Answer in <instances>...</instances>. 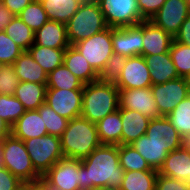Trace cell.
<instances>
[{
  "instance_id": "2",
  "label": "cell",
  "mask_w": 190,
  "mask_h": 190,
  "mask_svg": "<svg viewBox=\"0 0 190 190\" xmlns=\"http://www.w3.org/2000/svg\"><path fill=\"white\" fill-rule=\"evenodd\" d=\"M64 158L82 160L102 145L96 124L79 116L69 120L67 128L60 136Z\"/></svg>"
},
{
  "instance_id": "24",
  "label": "cell",
  "mask_w": 190,
  "mask_h": 190,
  "mask_svg": "<svg viewBox=\"0 0 190 190\" xmlns=\"http://www.w3.org/2000/svg\"><path fill=\"white\" fill-rule=\"evenodd\" d=\"M13 66L20 81L47 84V72L33 59L28 51H23L15 60Z\"/></svg>"
},
{
  "instance_id": "11",
  "label": "cell",
  "mask_w": 190,
  "mask_h": 190,
  "mask_svg": "<svg viewBox=\"0 0 190 190\" xmlns=\"http://www.w3.org/2000/svg\"><path fill=\"white\" fill-rule=\"evenodd\" d=\"M190 15V3L186 0H166L159 11L150 18L155 25L173 37Z\"/></svg>"
},
{
  "instance_id": "10",
  "label": "cell",
  "mask_w": 190,
  "mask_h": 190,
  "mask_svg": "<svg viewBox=\"0 0 190 190\" xmlns=\"http://www.w3.org/2000/svg\"><path fill=\"white\" fill-rule=\"evenodd\" d=\"M80 165L81 160L62 158L42 176V181L52 190H81Z\"/></svg>"
},
{
  "instance_id": "30",
  "label": "cell",
  "mask_w": 190,
  "mask_h": 190,
  "mask_svg": "<svg viewBox=\"0 0 190 190\" xmlns=\"http://www.w3.org/2000/svg\"><path fill=\"white\" fill-rule=\"evenodd\" d=\"M157 170L125 171L119 190H155Z\"/></svg>"
},
{
  "instance_id": "37",
  "label": "cell",
  "mask_w": 190,
  "mask_h": 190,
  "mask_svg": "<svg viewBox=\"0 0 190 190\" xmlns=\"http://www.w3.org/2000/svg\"><path fill=\"white\" fill-rule=\"evenodd\" d=\"M37 110L46 126L47 134L60 137L69 120L55 113L45 102Z\"/></svg>"
},
{
  "instance_id": "33",
  "label": "cell",
  "mask_w": 190,
  "mask_h": 190,
  "mask_svg": "<svg viewBox=\"0 0 190 190\" xmlns=\"http://www.w3.org/2000/svg\"><path fill=\"white\" fill-rule=\"evenodd\" d=\"M118 154L120 166L125 171L155 170L132 145H118Z\"/></svg>"
},
{
  "instance_id": "41",
  "label": "cell",
  "mask_w": 190,
  "mask_h": 190,
  "mask_svg": "<svg viewBox=\"0 0 190 190\" xmlns=\"http://www.w3.org/2000/svg\"><path fill=\"white\" fill-rule=\"evenodd\" d=\"M20 80L13 64H6L0 71V94L14 95Z\"/></svg>"
},
{
  "instance_id": "54",
  "label": "cell",
  "mask_w": 190,
  "mask_h": 190,
  "mask_svg": "<svg viewBox=\"0 0 190 190\" xmlns=\"http://www.w3.org/2000/svg\"><path fill=\"white\" fill-rule=\"evenodd\" d=\"M185 182L187 183V185H188L189 188H190V175H189V177L187 178V180H186Z\"/></svg>"
},
{
  "instance_id": "27",
  "label": "cell",
  "mask_w": 190,
  "mask_h": 190,
  "mask_svg": "<svg viewBox=\"0 0 190 190\" xmlns=\"http://www.w3.org/2000/svg\"><path fill=\"white\" fill-rule=\"evenodd\" d=\"M130 145L140 153L152 169L157 171L163 166L169 153L165 147L152 142L146 134L139 137Z\"/></svg>"
},
{
  "instance_id": "53",
  "label": "cell",
  "mask_w": 190,
  "mask_h": 190,
  "mask_svg": "<svg viewBox=\"0 0 190 190\" xmlns=\"http://www.w3.org/2000/svg\"><path fill=\"white\" fill-rule=\"evenodd\" d=\"M85 190H113V189H109L107 187H91L89 189H85Z\"/></svg>"
},
{
  "instance_id": "35",
  "label": "cell",
  "mask_w": 190,
  "mask_h": 190,
  "mask_svg": "<svg viewBox=\"0 0 190 190\" xmlns=\"http://www.w3.org/2000/svg\"><path fill=\"white\" fill-rule=\"evenodd\" d=\"M17 16L34 32L49 20L40 0H33Z\"/></svg>"
},
{
  "instance_id": "31",
  "label": "cell",
  "mask_w": 190,
  "mask_h": 190,
  "mask_svg": "<svg viewBox=\"0 0 190 190\" xmlns=\"http://www.w3.org/2000/svg\"><path fill=\"white\" fill-rule=\"evenodd\" d=\"M84 84L63 64L48 74L47 89L83 90Z\"/></svg>"
},
{
  "instance_id": "6",
  "label": "cell",
  "mask_w": 190,
  "mask_h": 190,
  "mask_svg": "<svg viewBox=\"0 0 190 190\" xmlns=\"http://www.w3.org/2000/svg\"><path fill=\"white\" fill-rule=\"evenodd\" d=\"M24 144L33 167L41 176L64 158L58 136L46 134L42 137L24 140Z\"/></svg>"
},
{
  "instance_id": "48",
  "label": "cell",
  "mask_w": 190,
  "mask_h": 190,
  "mask_svg": "<svg viewBox=\"0 0 190 190\" xmlns=\"http://www.w3.org/2000/svg\"><path fill=\"white\" fill-rule=\"evenodd\" d=\"M11 134V127L0 118V143Z\"/></svg>"
},
{
  "instance_id": "23",
  "label": "cell",
  "mask_w": 190,
  "mask_h": 190,
  "mask_svg": "<svg viewBox=\"0 0 190 190\" xmlns=\"http://www.w3.org/2000/svg\"><path fill=\"white\" fill-rule=\"evenodd\" d=\"M63 63L83 84L98 80V73L73 45L66 48Z\"/></svg>"
},
{
  "instance_id": "3",
  "label": "cell",
  "mask_w": 190,
  "mask_h": 190,
  "mask_svg": "<svg viewBox=\"0 0 190 190\" xmlns=\"http://www.w3.org/2000/svg\"><path fill=\"white\" fill-rule=\"evenodd\" d=\"M119 109V89L100 80L84 84L81 116L97 123Z\"/></svg>"
},
{
  "instance_id": "15",
  "label": "cell",
  "mask_w": 190,
  "mask_h": 190,
  "mask_svg": "<svg viewBox=\"0 0 190 190\" xmlns=\"http://www.w3.org/2000/svg\"><path fill=\"white\" fill-rule=\"evenodd\" d=\"M143 21L133 26L112 27L113 52L124 57L142 55Z\"/></svg>"
},
{
  "instance_id": "52",
  "label": "cell",
  "mask_w": 190,
  "mask_h": 190,
  "mask_svg": "<svg viewBox=\"0 0 190 190\" xmlns=\"http://www.w3.org/2000/svg\"><path fill=\"white\" fill-rule=\"evenodd\" d=\"M183 145L189 150L190 152V136L184 138Z\"/></svg>"
},
{
  "instance_id": "12",
  "label": "cell",
  "mask_w": 190,
  "mask_h": 190,
  "mask_svg": "<svg viewBox=\"0 0 190 190\" xmlns=\"http://www.w3.org/2000/svg\"><path fill=\"white\" fill-rule=\"evenodd\" d=\"M82 100L83 90L46 89L45 103L68 120L81 116Z\"/></svg>"
},
{
  "instance_id": "36",
  "label": "cell",
  "mask_w": 190,
  "mask_h": 190,
  "mask_svg": "<svg viewBox=\"0 0 190 190\" xmlns=\"http://www.w3.org/2000/svg\"><path fill=\"white\" fill-rule=\"evenodd\" d=\"M26 112L23 104L14 95L0 94V118L10 127Z\"/></svg>"
},
{
  "instance_id": "28",
  "label": "cell",
  "mask_w": 190,
  "mask_h": 190,
  "mask_svg": "<svg viewBox=\"0 0 190 190\" xmlns=\"http://www.w3.org/2000/svg\"><path fill=\"white\" fill-rule=\"evenodd\" d=\"M46 89L47 84L20 81L14 96L26 110H37L45 102Z\"/></svg>"
},
{
  "instance_id": "1",
  "label": "cell",
  "mask_w": 190,
  "mask_h": 190,
  "mask_svg": "<svg viewBox=\"0 0 190 190\" xmlns=\"http://www.w3.org/2000/svg\"><path fill=\"white\" fill-rule=\"evenodd\" d=\"M124 174L119 163L118 145H101L81 160L79 186L81 190L96 186L119 190Z\"/></svg>"
},
{
  "instance_id": "32",
  "label": "cell",
  "mask_w": 190,
  "mask_h": 190,
  "mask_svg": "<svg viewBox=\"0 0 190 190\" xmlns=\"http://www.w3.org/2000/svg\"><path fill=\"white\" fill-rule=\"evenodd\" d=\"M4 32L23 50L34 44V31L28 27L18 16L5 27Z\"/></svg>"
},
{
  "instance_id": "25",
  "label": "cell",
  "mask_w": 190,
  "mask_h": 190,
  "mask_svg": "<svg viewBox=\"0 0 190 190\" xmlns=\"http://www.w3.org/2000/svg\"><path fill=\"white\" fill-rule=\"evenodd\" d=\"M96 127L102 145H122L120 108L98 121Z\"/></svg>"
},
{
  "instance_id": "14",
  "label": "cell",
  "mask_w": 190,
  "mask_h": 190,
  "mask_svg": "<svg viewBox=\"0 0 190 190\" xmlns=\"http://www.w3.org/2000/svg\"><path fill=\"white\" fill-rule=\"evenodd\" d=\"M115 85L118 89H140L152 86L150 69L142 55L126 58V65Z\"/></svg>"
},
{
  "instance_id": "21",
  "label": "cell",
  "mask_w": 190,
  "mask_h": 190,
  "mask_svg": "<svg viewBox=\"0 0 190 190\" xmlns=\"http://www.w3.org/2000/svg\"><path fill=\"white\" fill-rule=\"evenodd\" d=\"M150 69L152 85L163 84L179 78L169 52L155 55H142Z\"/></svg>"
},
{
  "instance_id": "38",
  "label": "cell",
  "mask_w": 190,
  "mask_h": 190,
  "mask_svg": "<svg viewBox=\"0 0 190 190\" xmlns=\"http://www.w3.org/2000/svg\"><path fill=\"white\" fill-rule=\"evenodd\" d=\"M169 53L179 77L188 78L190 76V46L173 40Z\"/></svg>"
},
{
  "instance_id": "49",
  "label": "cell",
  "mask_w": 190,
  "mask_h": 190,
  "mask_svg": "<svg viewBox=\"0 0 190 190\" xmlns=\"http://www.w3.org/2000/svg\"><path fill=\"white\" fill-rule=\"evenodd\" d=\"M30 190H52L42 180L30 182Z\"/></svg>"
},
{
  "instance_id": "50",
  "label": "cell",
  "mask_w": 190,
  "mask_h": 190,
  "mask_svg": "<svg viewBox=\"0 0 190 190\" xmlns=\"http://www.w3.org/2000/svg\"><path fill=\"white\" fill-rule=\"evenodd\" d=\"M15 190H30V182H22Z\"/></svg>"
},
{
  "instance_id": "29",
  "label": "cell",
  "mask_w": 190,
  "mask_h": 190,
  "mask_svg": "<svg viewBox=\"0 0 190 190\" xmlns=\"http://www.w3.org/2000/svg\"><path fill=\"white\" fill-rule=\"evenodd\" d=\"M66 49H54L35 43L28 49L33 59L49 74L63 64Z\"/></svg>"
},
{
  "instance_id": "19",
  "label": "cell",
  "mask_w": 190,
  "mask_h": 190,
  "mask_svg": "<svg viewBox=\"0 0 190 190\" xmlns=\"http://www.w3.org/2000/svg\"><path fill=\"white\" fill-rule=\"evenodd\" d=\"M11 134L22 141L47 134L46 126L38 110L26 112L11 127Z\"/></svg>"
},
{
  "instance_id": "8",
  "label": "cell",
  "mask_w": 190,
  "mask_h": 190,
  "mask_svg": "<svg viewBox=\"0 0 190 190\" xmlns=\"http://www.w3.org/2000/svg\"><path fill=\"white\" fill-rule=\"evenodd\" d=\"M108 27L120 28L137 25L144 19L137 0H96Z\"/></svg>"
},
{
  "instance_id": "34",
  "label": "cell",
  "mask_w": 190,
  "mask_h": 190,
  "mask_svg": "<svg viewBox=\"0 0 190 190\" xmlns=\"http://www.w3.org/2000/svg\"><path fill=\"white\" fill-rule=\"evenodd\" d=\"M166 117L183 139L190 136V95L177 104L176 108Z\"/></svg>"
},
{
  "instance_id": "39",
  "label": "cell",
  "mask_w": 190,
  "mask_h": 190,
  "mask_svg": "<svg viewBox=\"0 0 190 190\" xmlns=\"http://www.w3.org/2000/svg\"><path fill=\"white\" fill-rule=\"evenodd\" d=\"M126 58L127 57L123 55L113 53L106 62L104 68L98 74V80L115 83L126 65Z\"/></svg>"
},
{
  "instance_id": "17",
  "label": "cell",
  "mask_w": 190,
  "mask_h": 190,
  "mask_svg": "<svg viewBox=\"0 0 190 190\" xmlns=\"http://www.w3.org/2000/svg\"><path fill=\"white\" fill-rule=\"evenodd\" d=\"M174 37L159 28L150 20H143L142 55H155L169 52Z\"/></svg>"
},
{
  "instance_id": "22",
  "label": "cell",
  "mask_w": 190,
  "mask_h": 190,
  "mask_svg": "<svg viewBox=\"0 0 190 190\" xmlns=\"http://www.w3.org/2000/svg\"><path fill=\"white\" fill-rule=\"evenodd\" d=\"M122 128V145H130L144 135L150 123V118L135 110L120 109Z\"/></svg>"
},
{
  "instance_id": "4",
  "label": "cell",
  "mask_w": 190,
  "mask_h": 190,
  "mask_svg": "<svg viewBox=\"0 0 190 190\" xmlns=\"http://www.w3.org/2000/svg\"><path fill=\"white\" fill-rule=\"evenodd\" d=\"M107 27L98 2L96 0H84L78 11L66 24L68 42L70 45H74Z\"/></svg>"
},
{
  "instance_id": "13",
  "label": "cell",
  "mask_w": 190,
  "mask_h": 190,
  "mask_svg": "<svg viewBox=\"0 0 190 190\" xmlns=\"http://www.w3.org/2000/svg\"><path fill=\"white\" fill-rule=\"evenodd\" d=\"M119 108L135 110L150 119L162 117L150 87L119 89Z\"/></svg>"
},
{
  "instance_id": "42",
  "label": "cell",
  "mask_w": 190,
  "mask_h": 190,
  "mask_svg": "<svg viewBox=\"0 0 190 190\" xmlns=\"http://www.w3.org/2000/svg\"><path fill=\"white\" fill-rule=\"evenodd\" d=\"M155 190H190L185 181L157 174Z\"/></svg>"
},
{
  "instance_id": "26",
  "label": "cell",
  "mask_w": 190,
  "mask_h": 190,
  "mask_svg": "<svg viewBox=\"0 0 190 190\" xmlns=\"http://www.w3.org/2000/svg\"><path fill=\"white\" fill-rule=\"evenodd\" d=\"M84 0H40L49 20L67 24Z\"/></svg>"
},
{
  "instance_id": "16",
  "label": "cell",
  "mask_w": 190,
  "mask_h": 190,
  "mask_svg": "<svg viewBox=\"0 0 190 190\" xmlns=\"http://www.w3.org/2000/svg\"><path fill=\"white\" fill-rule=\"evenodd\" d=\"M146 136L170 153L183 146V137L171 125L167 117L153 118L147 127Z\"/></svg>"
},
{
  "instance_id": "44",
  "label": "cell",
  "mask_w": 190,
  "mask_h": 190,
  "mask_svg": "<svg viewBox=\"0 0 190 190\" xmlns=\"http://www.w3.org/2000/svg\"><path fill=\"white\" fill-rule=\"evenodd\" d=\"M22 183L5 167L0 169V190H15Z\"/></svg>"
},
{
  "instance_id": "20",
  "label": "cell",
  "mask_w": 190,
  "mask_h": 190,
  "mask_svg": "<svg viewBox=\"0 0 190 190\" xmlns=\"http://www.w3.org/2000/svg\"><path fill=\"white\" fill-rule=\"evenodd\" d=\"M159 174L186 181L190 175V152L183 145L168 153Z\"/></svg>"
},
{
  "instance_id": "9",
  "label": "cell",
  "mask_w": 190,
  "mask_h": 190,
  "mask_svg": "<svg viewBox=\"0 0 190 190\" xmlns=\"http://www.w3.org/2000/svg\"><path fill=\"white\" fill-rule=\"evenodd\" d=\"M150 88L159 114L163 117L169 115L177 104L190 95L188 78L184 77H179L163 84H155Z\"/></svg>"
},
{
  "instance_id": "46",
  "label": "cell",
  "mask_w": 190,
  "mask_h": 190,
  "mask_svg": "<svg viewBox=\"0 0 190 190\" xmlns=\"http://www.w3.org/2000/svg\"><path fill=\"white\" fill-rule=\"evenodd\" d=\"M2 3L17 16L33 0H1Z\"/></svg>"
},
{
  "instance_id": "43",
  "label": "cell",
  "mask_w": 190,
  "mask_h": 190,
  "mask_svg": "<svg viewBox=\"0 0 190 190\" xmlns=\"http://www.w3.org/2000/svg\"><path fill=\"white\" fill-rule=\"evenodd\" d=\"M165 1L166 0H137L141 17L144 20H150L163 6Z\"/></svg>"
},
{
  "instance_id": "18",
  "label": "cell",
  "mask_w": 190,
  "mask_h": 190,
  "mask_svg": "<svg viewBox=\"0 0 190 190\" xmlns=\"http://www.w3.org/2000/svg\"><path fill=\"white\" fill-rule=\"evenodd\" d=\"M34 43L54 49H66L70 46L67 39L66 25L48 20L40 29L34 32Z\"/></svg>"
},
{
  "instance_id": "55",
  "label": "cell",
  "mask_w": 190,
  "mask_h": 190,
  "mask_svg": "<svg viewBox=\"0 0 190 190\" xmlns=\"http://www.w3.org/2000/svg\"><path fill=\"white\" fill-rule=\"evenodd\" d=\"M4 64L0 62V71L2 70Z\"/></svg>"
},
{
  "instance_id": "51",
  "label": "cell",
  "mask_w": 190,
  "mask_h": 190,
  "mask_svg": "<svg viewBox=\"0 0 190 190\" xmlns=\"http://www.w3.org/2000/svg\"><path fill=\"white\" fill-rule=\"evenodd\" d=\"M2 142L0 143V169L4 168Z\"/></svg>"
},
{
  "instance_id": "47",
  "label": "cell",
  "mask_w": 190,
  "mask_h": 190,
  "mask_svg": "<svg viewBox=\"0 0 190 190\" xmlns=\"http://www.w3.org/2000/svg\"><path fill=\"white\" fill-rule=\"evenodd\" d=\"M13 14L0 0V31H4L5 27L14 19Z\"/></svg>"
},
{
  "instance_id": "5",
  "label": "cell",
  "mask_w": 190,
  "mask_h": 190,
  "mask_svg": "<svg viewBox=\"0 0 190 190\" xmlns=\"http://www.w3.org/2000/svg\"><path fill=\"white\" fill-rule=\"evenodd\" d=\"M4 166L21 182H36L42 176L35 170L24 141L10 134L2 141Z\"/></svg>"
},
{
  "instance_id": "7",
  "label": "cell",
  "mask_w": 190,
  "mask_h": 190,
  "mask_svg": "<svg viewBox=\"0 0 190 190\" xmlns=\"http://www.w3.org/2000/svg\"><path fill=\"white\" fill-rule=\"evenodd\" d=\"M99 74L113 55L112 27H107L95 35L73 45Z\"/></svg>"
},
{
  "instance_id": "45",
  "label": "cell",
  "mask_w": 190,
  "mask_h": 190,
  "mask_svg": "<svg viewBox=\"0 0 190 190\" xmlns=\"http://www.w3.org/2000/svg\"><path fill=\"white\" fill-rule=\"evenodd\" d=\"M174 40L181 44L190 46V15L182 23L179 32L174 37Z\"/></svg>"
},
{
  "instance_id": "40",
  "label": "cell",
  "mask_w": 190,
  "mask_h": 190,
  "mask_svg": "<svg viewBox=\"0 0 190 190\" xmlns=\"http://www.w3.org/2000/svg\"><path fill=\"white\" fill-rule=\"evenodd\" d=\"M23 50L4 31H0V62L13 64Z\"/></svg>"
}]
</instances>
